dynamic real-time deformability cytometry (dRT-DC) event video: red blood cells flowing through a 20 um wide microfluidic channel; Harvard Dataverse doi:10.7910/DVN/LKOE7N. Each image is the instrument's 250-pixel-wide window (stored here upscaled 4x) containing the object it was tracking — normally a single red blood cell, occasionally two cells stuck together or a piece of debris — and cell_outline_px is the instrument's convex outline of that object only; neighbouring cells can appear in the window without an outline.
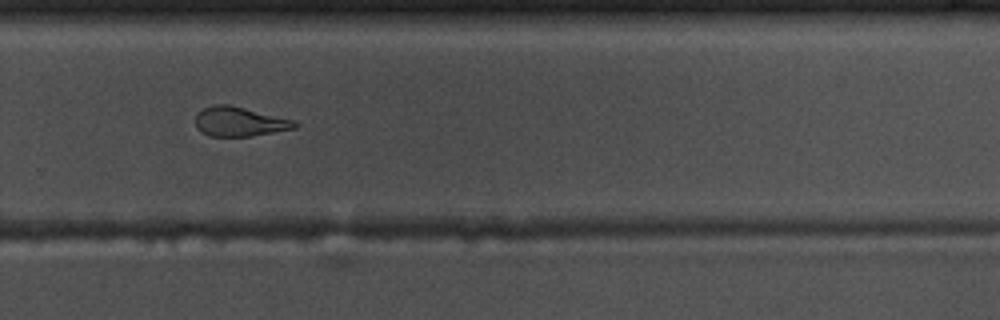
{"species": "common noctule bat (a hibernating species)", "species_latin": "Nyctalus noctula", "temperature_condition": "warm", "stored_images_in_passage": 42, "camera_frame_rate_fps": 3000, "um_per_image_px": 0.085, "animal": {"sex": "male", "body_mass_g": 17.5, "forearm_length_mm": 52.3}, "frame": {"image": 1, "passage_image": 24, "time_ms": 7.667, "image_size_px": [1000, 320], "cell_outline_px": [[300, 124], [296, 128], [252, 136], [208, 136], [200, 132], [196, 128], [196, 116], [204, 108], [212, 104], [228, 104], [296, 120]], "centroid_in_image_um": [20.38, 10.34], "position_along_channel_um": 309.4, "area_um2": 17.17}}
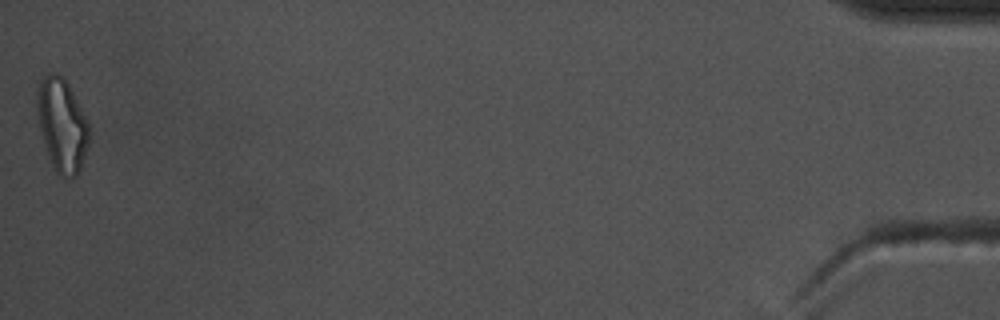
{"frame": {"image": 2, "passage_image": 42, "time_ms": 13.667, "image_size_px": [1000, 320], "cell_outline_px": [[88, 144], [80, 168], [76, 176], [60, 176], [56, 172], [48, 156], [44, 144], [36, 116], [36, 92], [40, 80], [44, 72], [56, 72], [64, 76], [88, 124]], "centroid_in_image_um": [5.21, 10.56], "position_along_channel_um": 430.0, "area_um2": 28.15}, "authors_computed_cell_mechanics": {"area_um2": 17.8602, "velocity_mm_per_s": 3.706, "shape_relaxation_time_tau1_ms": null, "shape_relaxation_time_tau2_ms": 3.1429, "deformation_change_tau1": null, "deformation_change_tau2": 0.1225}}